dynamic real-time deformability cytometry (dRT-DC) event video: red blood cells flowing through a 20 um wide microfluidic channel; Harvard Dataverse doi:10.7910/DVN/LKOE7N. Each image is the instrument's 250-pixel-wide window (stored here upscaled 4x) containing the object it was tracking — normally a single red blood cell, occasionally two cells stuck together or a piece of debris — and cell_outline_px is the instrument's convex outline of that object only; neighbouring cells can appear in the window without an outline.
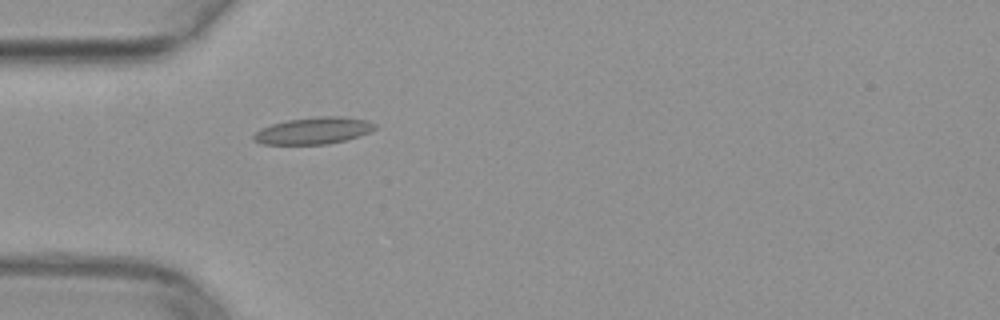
{"species": "common noctule bat (a hibernating species)", "species_latin": "Nyctalus noctula", "temperature_condition": "warm", "stored_images_in_passage": 36, "camera_frame_rate_fps": 3000, "um_per_image_px": 0.085, "animal": {"sex": "female", "body_mass_g": 29.2, "forearm_length_mm": 56.3}, "frame": {"image": 1, "passage_image": 1, "time_ms": 0.0, "image_size_px": [1000, 320], "cell_outline_px": [[376, 128], [372, 132], [360, 136], [328, 144], [260, 144], [252, 140], [252, 136], [260, 128], [272, 124], [288, 120], [316, 116], [344, 116], [368, 120], [376, 124]], "centroid_in_image_um": [26.67, 11.1], "position_along_channel_um": 58.3, "area_um2": 19.19}}
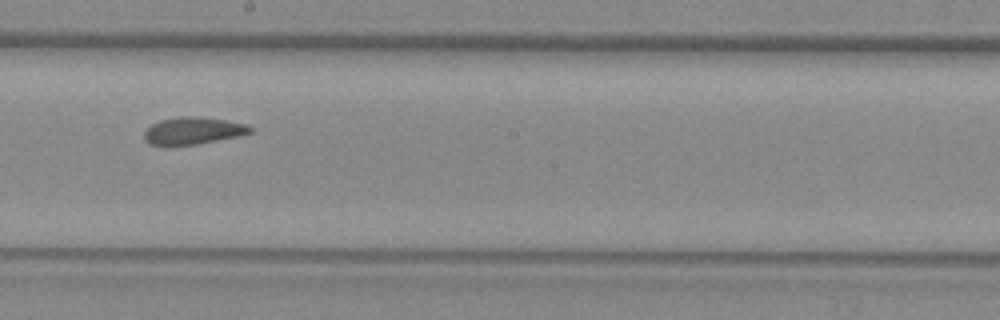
{"frame": {"image": 2, "passage_image": 14, "time_ms": 4.333, "image_size_px": [1000, 320], "cell_outline_px": [[252, 132], [240, 136], [196, 144], [148, 144], [144, 140], [144, 132], [152, 124], [160, 120], [180, 116], [192, 116], [224, 120], [244, 124], [252, 128]], "centroid_in_image_um": [16.4, 11.1], "position_along_channel_um": 231.8, "area_um2": 16.42}}
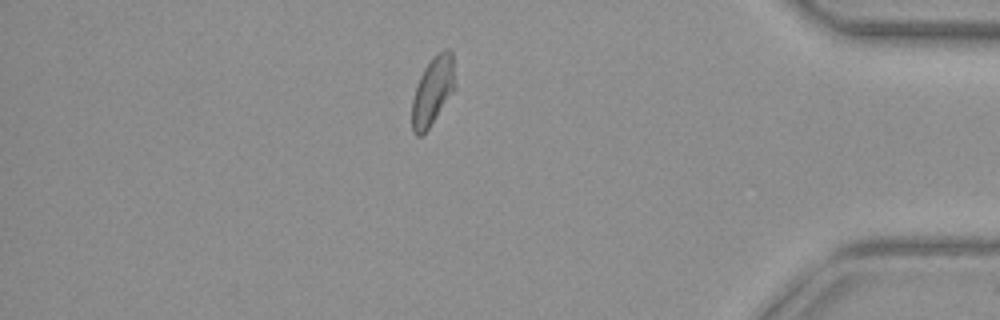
{"frame": {"image": 3, "passage_image": 29, "time_ms": 9.333, "image_size_px": [1000, 320], "cell_outline_px": [[456, 88], [428, 128], [420, 136], [416, 136], [412, 132], [412, 100], [420, 76], [424, 68], [432, 56], [436, 52], [444, 48], [448, 48], [452, 52], [456, 84]], "centroid_in_image_um": [36.8, 7.67], "position_along_channel_um": 398.4, "area_um2": 17.28}}